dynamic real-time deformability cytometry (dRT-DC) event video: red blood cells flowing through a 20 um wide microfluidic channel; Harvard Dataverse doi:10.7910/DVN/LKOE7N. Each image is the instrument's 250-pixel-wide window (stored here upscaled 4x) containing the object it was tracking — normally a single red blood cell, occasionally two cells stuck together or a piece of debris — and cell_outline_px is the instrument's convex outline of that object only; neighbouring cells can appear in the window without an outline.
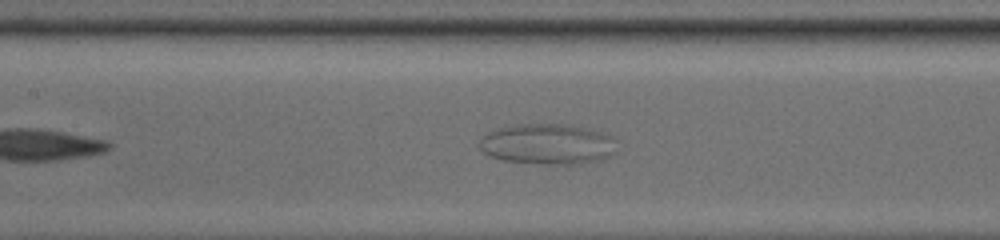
{"species": "common noctule bat (a hibernating species)", "species_latin": "Nyctalus noctula", "temperature_condition": "room temperature", "stored_images_in_passage": 23, "camera_frame_rate_fps": 3000, "um_per_image_px": 0.085, "animal": {"sex": "male", "body_mass_g": 13.0, "forearm_length_mm": 53.1}, "frame": {"image": 1, "passage_image": 8, "time_ms": 2.333, "image_size_px": [1000, 240], "cell_outline_px": [[616, 152], [612, 156], [584, 164], [540, 164], [504, 160], [492, 156], [484, 152], [480, 148], [480, 140], [484, 136], [500, 128], [516, 124], [568, 124], [588, 128], [612, 136]], "centroid_in_image_um": [46.6, 12.26], "position_along_channel_um": 160.8, "area_um2": 32.37}}
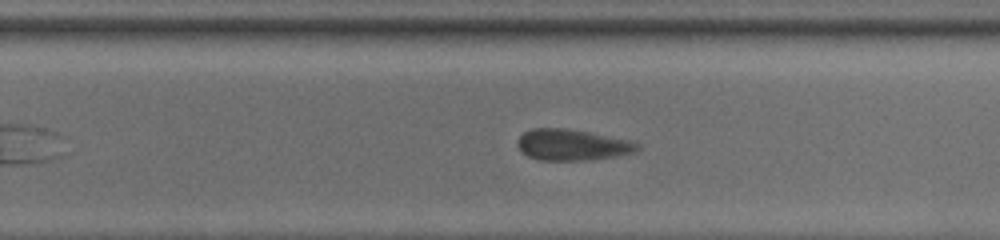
{"frame": {"image": 2, "passage_image": 14, "time_ms": 4.333, "image_size_px": [1000, 240], "cell_outline_px": [[640, 148], [636, 152], [616, 156], [592, 160], [540, 160], [528, 156], [520, 152], [516, 144], [516, 140], [524, 132], [532, 128], [568, 128], [628, 140], [640, 144]], "centroid_in_image_um": [48.6, 12.32], "position_along_channel_um": 281.2, "area_um2": 21.91}}
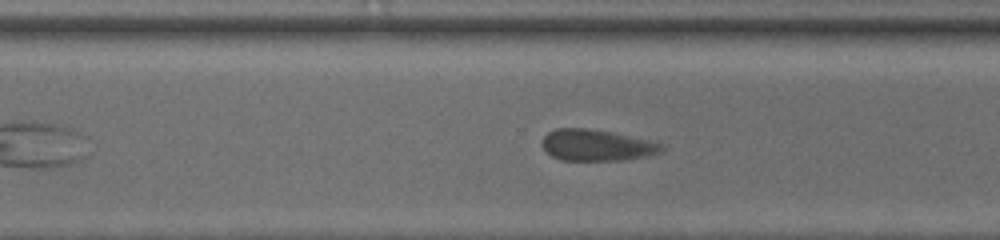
{"frame": {"image": 3, "passage_image": 17, "time_ms": 5.333, "image_size_px": [1000, 240], "cell_outline_px": [[664, 148], [660, 152], [644, 156], [620, 160], [560, 160], [552, 156], [540, 144], [544, 136], [548, 132], [556, 128], [588, 128], [616, 132], [664, 144]], "centroid_in_image_um": [50.69, 12.32], "position_along_channel_um": 319.9, "area_um2": 21.85}}